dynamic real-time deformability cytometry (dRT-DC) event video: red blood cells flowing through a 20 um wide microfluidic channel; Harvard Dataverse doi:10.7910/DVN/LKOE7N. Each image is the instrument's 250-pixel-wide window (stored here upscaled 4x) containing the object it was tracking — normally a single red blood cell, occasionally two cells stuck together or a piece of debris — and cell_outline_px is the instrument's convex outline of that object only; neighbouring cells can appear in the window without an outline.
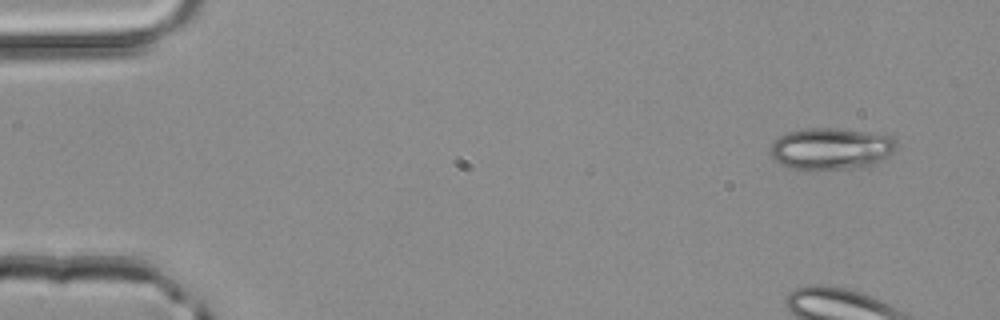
{"species": "common noctule bat (a hibernating species)", "species_latin": "Nyctalus noctula", "temperature_condition": "room temperature", "stored_images_in_passage": 3, "camera_frame_rate_fps": 3000, "um_per_image_px": 0.085, "animal": {"sex": "male", "body_mass_g": 20.4}, "frame": {"image": 1, "passage_image": 1, "time_ms": 0.0, "image_size_px": [1000, 320], "cell_outline_px": [[896, 148], [884, 160], [876, 164], [864, 168], [788, 168], [780, 164], [772, 156], [772, 144], [780, 136], [788, 132], [804, 128], [836, 128], [892, 136], [896, 140]], "centroid_in_image_um": [70.69, 12.63], "position_along_channel_um": 14.3, "area_um2": 30.35}}